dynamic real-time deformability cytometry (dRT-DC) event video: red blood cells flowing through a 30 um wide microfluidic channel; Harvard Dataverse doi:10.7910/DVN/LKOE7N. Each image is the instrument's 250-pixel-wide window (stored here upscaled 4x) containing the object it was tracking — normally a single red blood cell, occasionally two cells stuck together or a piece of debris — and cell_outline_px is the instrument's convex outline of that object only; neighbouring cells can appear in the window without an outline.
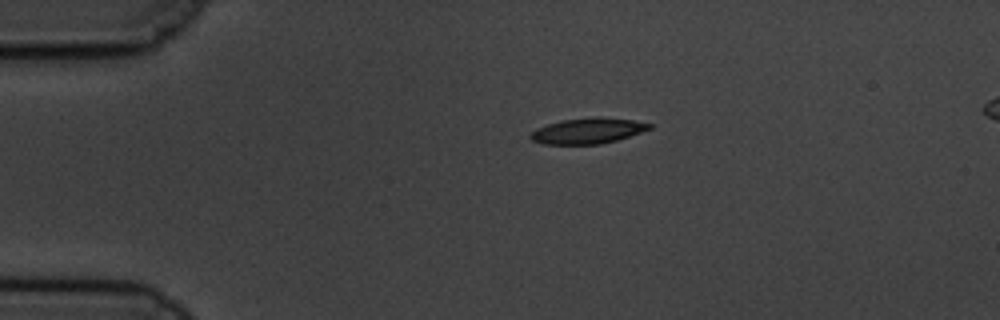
{"species": "common noctule bat (a hibernating species)", "species_latin": "Nyctalus noctula", "temperature_condition": "cold", "stored_images_in_passage": 6, "camera_frame_rate_fps": 3000, "um_per_image_px": 0.085, "animal": {"sex": "male", "body_mass_g": 19.5, "forearm_length_mm": 54.6}, "frame": {"image": 1, "passage_image": 1, "time_ms": 0.0, "image_size_px": [1000, 320], "cell_outline_px": [[652, 128], [616, 140], [600, 144], [544, 144], [532, 140], [528, 136], [536, 128], [560, 120], [596, 116], [632, 120], [652, 124]], "centroid_in_image_um": [49.93, 11.11], "position_along_channel_um": 35.1, "area_um2": 17.69}}